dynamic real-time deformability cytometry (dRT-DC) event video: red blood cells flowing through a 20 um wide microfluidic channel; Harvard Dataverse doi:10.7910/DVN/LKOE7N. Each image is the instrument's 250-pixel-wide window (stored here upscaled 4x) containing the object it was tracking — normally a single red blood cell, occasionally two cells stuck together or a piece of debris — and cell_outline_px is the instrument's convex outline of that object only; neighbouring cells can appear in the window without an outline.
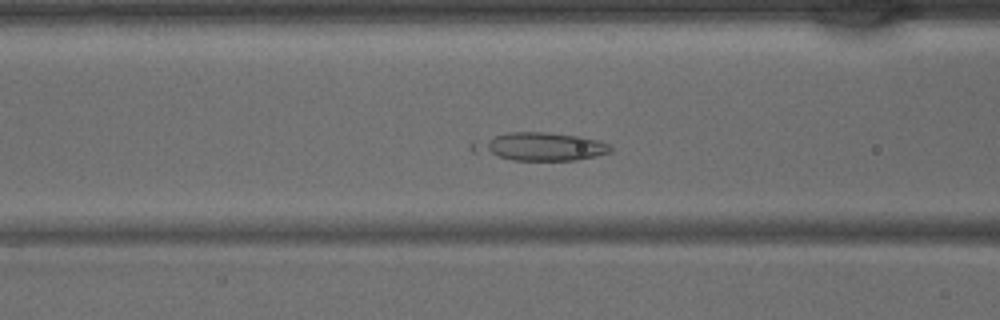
{"species": "common noctule bat (a hibernating species)", "species_latin": "Nyctalus noctula", "temperature_condition": "warm", "stored_images_in_passage": 43, "camera_frame_rate_fps": 3000, "um_per_image_px": 0.085, "animal": {"sex": "male", "body_mass_g": 15.6}, "frame": {"image": 1, "passage_image": 17, "time_ms": 5.333, "image_size_px": [1000, 320], "cell_outline_px": [[612, 152], [596, 156], [576, 160], [512, 160], [472, 152], [468, 148], [468, 144], [472, 140], [508, 132], [548, 132], [580, 136], [600, 140], [612, 144]], "centroid_in_image_um": [45.85, 12.45], "position_along_channel_um": 120.7, "area_um2": 23.18}}
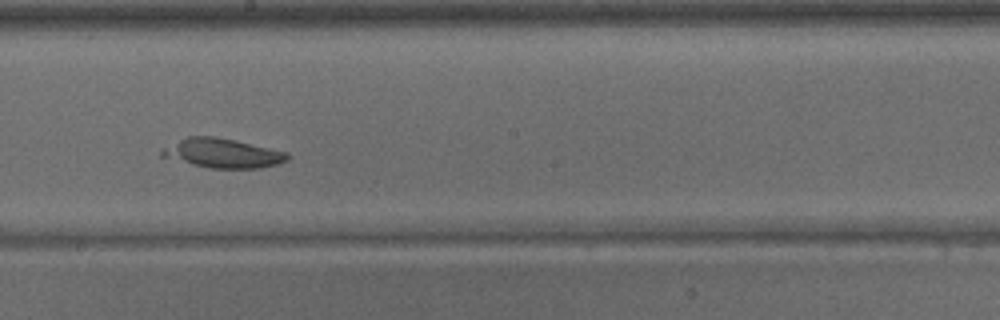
{"frame": {"image": 2, "passage_image": 24, "time_ms": 7.667, "image_size_px": [1000, 320], "cell_outline_px": [[292, 156], [288, 160], [276, 164], [260, 168], [212, 168], [192, 164], [160, 156], [160, 148], [188, 136], [216, 136], [288, 152]], "centroid_in_image_um": [18.91, 13.01], "position_along_channel_um": 229.3, "area_um2": 21.44}}
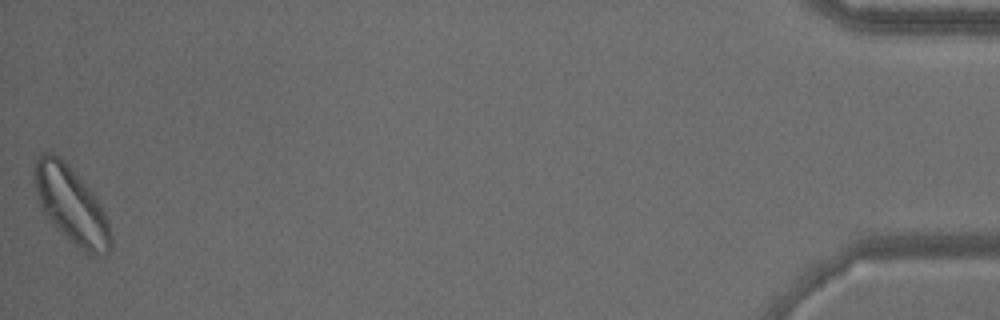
{"frame": {"image": 3, "passage_image": 43, "time_ms": 14.0, "image_size_px": [1000, 320], "cell_outline_px": [[112, 248], [108, 256], [92, 256], [84, 252], [72, 244], [52, 224], [40, 208], [32, 172], [36, 156], [44, 152], [52, 152], [60, 156], [68, 164], [92, 192], [100, 204], [104, 212], [112, 236]], "centroid_in_image_um": [6.05, 17.46], "position_along_channel_um": 429.2, "area_um2": 34.74}}